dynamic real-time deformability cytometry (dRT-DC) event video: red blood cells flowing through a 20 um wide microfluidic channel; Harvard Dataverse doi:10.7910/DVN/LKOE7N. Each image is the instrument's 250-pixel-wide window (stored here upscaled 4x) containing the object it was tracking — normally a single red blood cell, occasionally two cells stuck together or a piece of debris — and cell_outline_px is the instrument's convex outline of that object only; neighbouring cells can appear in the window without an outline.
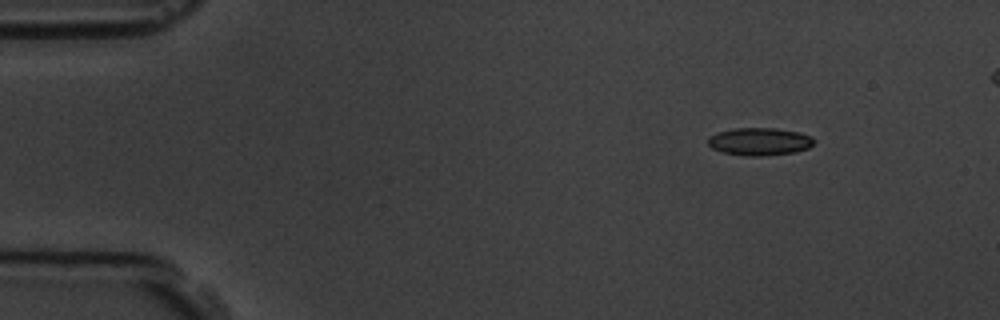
{"species": "common noctule bat (a hibernating species)", "species_latin": "Nyctalus noctula", "temperature_condition": "room temperature", "stored_images_in_passage": 4, "segment_of_instrument_passage": [1, 2], "camera_frame_rate_fps": 3000, "um_per_image_px": 0.085, "animal": {"sex": "male", "body_mass_g": 19.5, "forearm_length_mm": 54.6}, "frame": {"image": 1, "passage_image": 1, "time_ms": 0.0, "image_size_px": [1000, 320], "cell_outline_px": [[816, 140], [808, 148], [796, 152], [760, 156], [748, 156], [724, 152], [712, 148], [708, 144], [708, 136], [716, 132], [732, 128], [776, 128], [800, 132], [812, 136]], "centroid_in_image_um": [64.57, 12.02], "position_along_channel_um": 20.4, "area_um2": 17.22}}